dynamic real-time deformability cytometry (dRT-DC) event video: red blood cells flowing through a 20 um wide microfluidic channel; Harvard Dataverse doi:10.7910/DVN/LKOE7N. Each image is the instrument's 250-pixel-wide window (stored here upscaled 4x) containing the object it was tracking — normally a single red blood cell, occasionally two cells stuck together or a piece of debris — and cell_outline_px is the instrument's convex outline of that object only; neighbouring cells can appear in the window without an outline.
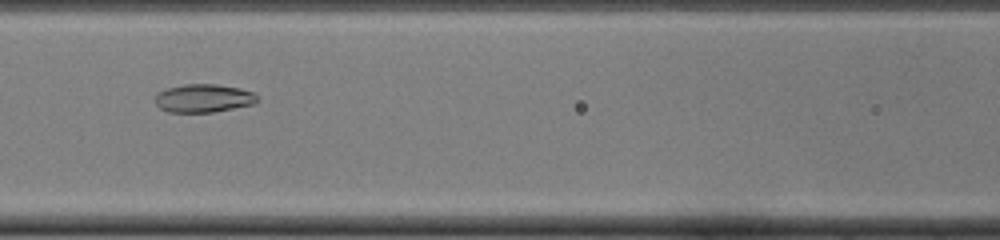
{"species": "common noctule bat (a hibernating species)", "species_latin": "Nyctalus noctula", "temperature_condition": "cold", "stored_images_in_passage": 44, "camera_frame_rate_fps": 3000, "um_per_image_px": 0.085, "animal": {"sex": "female", "body_mass_g": 22.0, "forearm_length_mm": 56.7}, "frame": {"image": 1, "passage_image": 17, "time_ms": 5.333, "image_size_px": [1000, 240], "cell_outline_px": [[260, 100], [252, 104], [212, 112], [168, 112], [160, 108], [156, 104], [156, 92], [168, 88], [184, 84], [216, 84], [240, 88], [252, 92], [260, 96]], "centroid_in_image_um": [17.31, 8.34], "position_along_channel_um": 149.3, "area_um2": 16.82}}
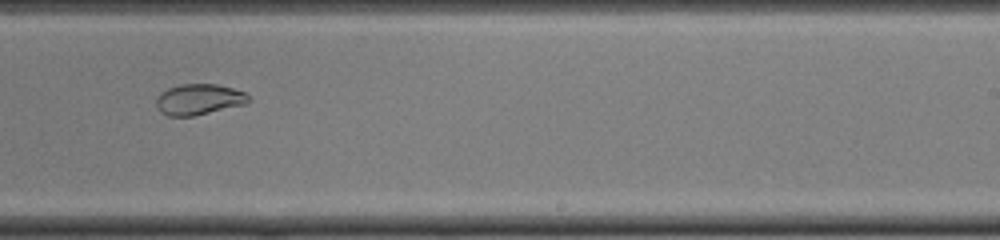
{"frame": {"image": 2, "passage_image": 26, "time_ms": 8.333, "image_size_px": [1000, 240], "cell_outline_px": [[248, 100], [244, 104], [192, 116], [168, 116], [160, 112], [156, 104], [156, 96], [160, 92], [168, 88], [180, 84], [216, 84], [232, 88], [244, 92], [248, 96]], "centroid_in_image_um": [16.83, 8.44], "position_along_channel_um": 272.2, "area_um2": 16.42}}
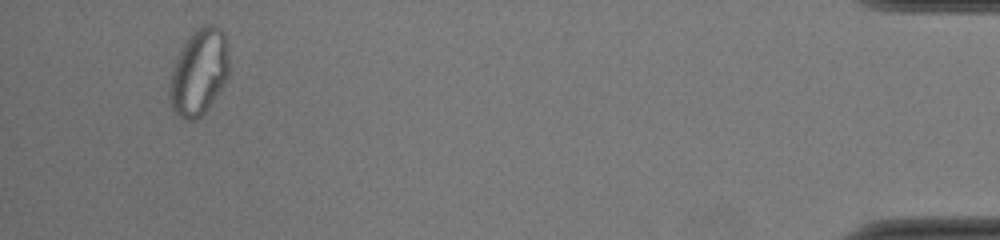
{"frame": {"image": 3, "passage_image": 42, "time_ms": 13.667, "image_size_px": [1000, 240], "cell_outline_px": [[228, 76], [224, 84], [204, 112], [196, 120], [184, 120], [176, 116], [172, 108], [172, 72], [176, 60], [188, 36], [200, 24], [212, 24], [220, 28], [224, 32], [228, 56]], "centroid_in_image_um": [16.95, 6.1], "position_along_channel_um": 418.3, "area_um2": 29.25}, "authors_computed_cell_mechanics": {"area_um2": 20.4034, "velocity_mm_per_s": 4.1112, "shape_relaxation_time_tau1_ms": null, "shape_relaxation_time_tau2_ms": 3.0007, "deformation_change_tau1": null, "deformation_change_tau2": 0.0599}}